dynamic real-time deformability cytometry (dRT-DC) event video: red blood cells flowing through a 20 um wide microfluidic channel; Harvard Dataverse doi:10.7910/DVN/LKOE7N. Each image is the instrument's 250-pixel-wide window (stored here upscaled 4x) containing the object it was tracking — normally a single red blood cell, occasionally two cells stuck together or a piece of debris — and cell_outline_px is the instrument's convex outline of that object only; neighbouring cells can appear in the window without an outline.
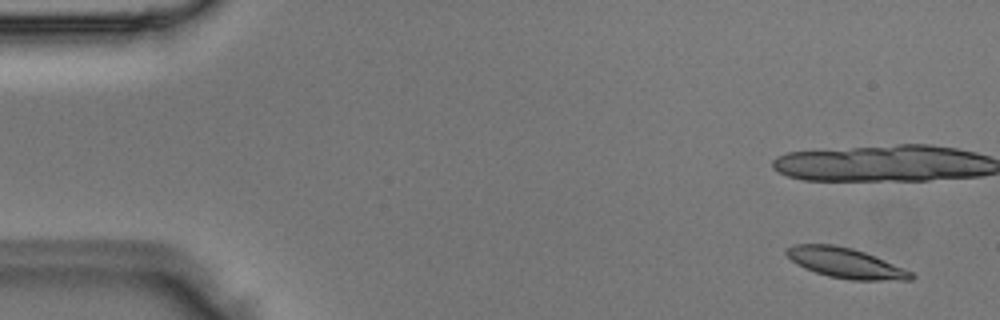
{"species": "Egyptian fruit bat (a non-hibernating species)", "species_latin": "Rousettus aegyptiacus", "temperature_condition": "room temperature", "stored_images_in_passage": 5, "camera_frame_rate_fps": 3000, "um_per_image_px": 0.085, "animal": {"sex": "male"}, "frame": {"image": 1, "passage_image": 1, "time_ms": 0.0, "image_size_px": [1000, 320], "cell_outline_px": [[916, 276], [912, 280], [852, 280], [828, 276], [804, 268], [796, 264], [784, 252], [784, 248], [792, 244], [836, 244], [852, 248], [864, 252], [904, 268], [912, 272]], "centroid_in_image_um": [71.84, 22.34], "position_along_channel_um": 13.2, "area_um2": 21.96}}